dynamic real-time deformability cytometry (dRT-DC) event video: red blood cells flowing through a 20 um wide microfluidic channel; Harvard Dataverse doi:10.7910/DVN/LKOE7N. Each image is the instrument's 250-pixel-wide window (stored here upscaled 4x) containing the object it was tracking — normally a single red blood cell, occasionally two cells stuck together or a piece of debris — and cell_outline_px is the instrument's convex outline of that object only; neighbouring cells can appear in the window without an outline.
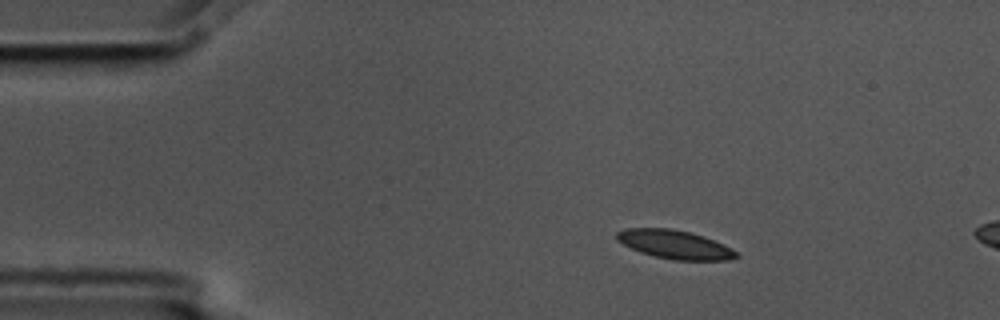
{"species": "common noctule bat (a hibernating species)", "species_latin": "Nyctalus noctula", "temperature_condition": "cold", "stored_images_in_passage": 4, "camera_frame_rate_fps": 3000, "um_per_image_px": 0.085, "animal": {"sex": "male", "body_mass_g": 17.5, "forearm_length_mm": 52.3}, "frame": {"image": 1, "passage_image": 2, "time_ms": 0.333, "image_size_px": [1000, 320], "cell_outline_px": [[740, 256], [728, 260], [672, 260], [640, 252], [616, 240], [616, 232], [624, 228], [672, 228], [704, 236], [732, 248]], "centroid_in_image_um": [57.35, 20.77], "position_along_channel_um": 27.7, "area_um2": 19.88}}